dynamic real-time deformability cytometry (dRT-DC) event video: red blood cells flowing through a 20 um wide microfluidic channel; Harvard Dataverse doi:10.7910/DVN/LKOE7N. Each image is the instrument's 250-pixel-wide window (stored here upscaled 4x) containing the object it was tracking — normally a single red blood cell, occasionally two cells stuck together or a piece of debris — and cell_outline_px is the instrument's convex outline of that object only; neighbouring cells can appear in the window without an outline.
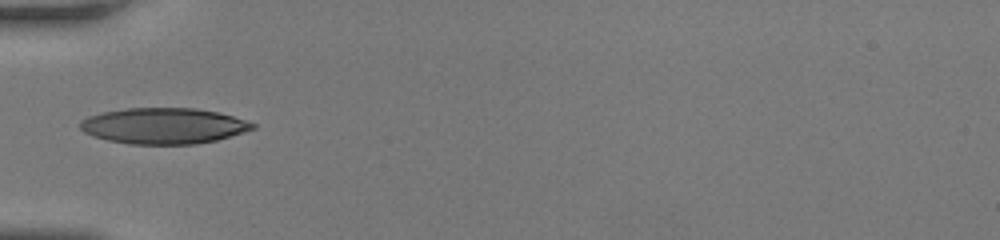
{"species": "human", "species_latin": "Homo sapiens", "temperature_condition": "room temperature", "stored_images_in_passage": 35, "camera_frame_rate_fps": 3000, "um_per_image_px": 0.085, "donor": {"sex": "female"}, "frame": {"image": 1, "passage_image": 1, "time_ms": 0.0, "image_size_px": [1000, 240], "cell_outline_px": [[256, 128], [244, 132], [216, 140], [196, 144], [132, 144], [108, 140], [84, 132], [80, 128], [80, 120], [88, 116], [104, 112], [128, 108], [196, 108], [216, 112], [232, 116], [256, 124]], "centroid_in_image_um": [13.91, 10.7], "position_along_channel_um": 71.1, "area_um2": 35.84}}
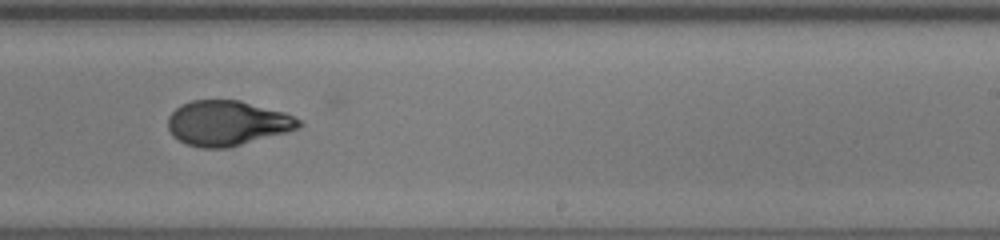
{"frame": {"image": 2, "passage_image": 16, "time_ms": 5.0, "image_size_px": [1000, 240], "cell_outline_px": [[304, 124], [300, 128], [288, 132], [228, 148], [200, 148], [188, 144], [172, 136], [168, 128], [168, 116], [180, 104], [192, 100], [240, 100], [284, 112], [300, 120]], "centroid_in_image_um": [19.32, 10.47], "position_along_channel_um": 269.7, "area_um2": 34.51}}
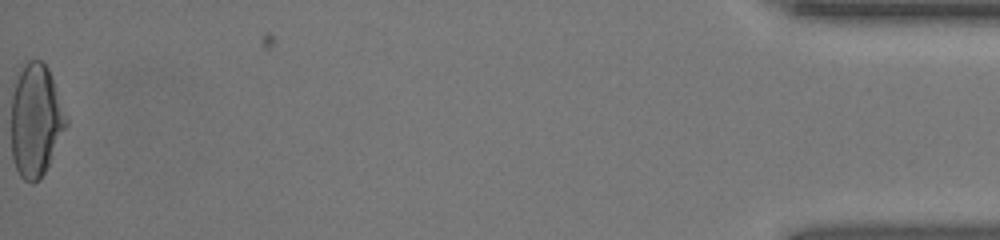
{"frame": {"image": 3, "passage_image": 35, "time_ms": 11.333, "image_size_px": [1000, 240], "cell_outline_px": [[68, 124], [44, 172], [32, 184], [24, 180], [20, 176], [12, 160], [12, 96], [16, 80], [24, 64], [28, 60], [40, 60], [48, 68], [68, 116]], "centroid_in_image_um": [3.05, 10.22], "position_along_channel_um": 432.2, "area_um2": 35.78}, "authors_computed_cell_mechanics": {"area_um2": 35.0846, "velocity_mm_per_s": 4.0233, "shape_relaxation_time_tau1_ms": 6.7822, "shape_relaxation_time_tau2_ms": 0.8747, "deformation_change_tau1": 0.2627, "deformation_change_tau2": 0.049}}